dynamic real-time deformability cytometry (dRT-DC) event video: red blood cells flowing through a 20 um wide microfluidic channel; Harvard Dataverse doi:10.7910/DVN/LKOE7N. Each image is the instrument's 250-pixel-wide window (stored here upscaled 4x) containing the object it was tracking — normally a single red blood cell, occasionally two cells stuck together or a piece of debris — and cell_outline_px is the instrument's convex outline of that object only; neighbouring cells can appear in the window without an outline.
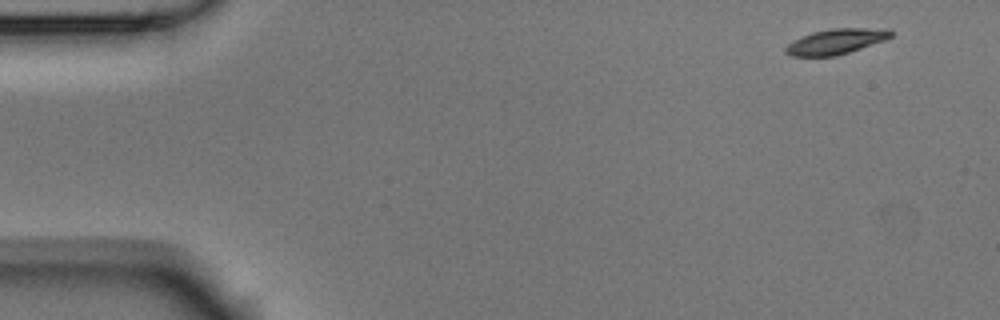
{"species": "Egyptian fruit bat (a non-hibernating species)", "species_latin": "Rousettus aegyptiacus", "temperature_condition": "room temperature", "stored_images_in_passage": 4, "camera_frame_rate_fps": 3000, "um_per_image_px": 0.085, "animal": {"sex": "male"}, "frame": {"image": 1, "passage_image": 1, "time_ms": 0.0, "image_size_px": [1000, 320], "cell_outline_px": [[892, 36], [884, 40], [836, 56], [792, 56], [784, 52], [784, 48], [788, 44], [812, 32], [832, 28], [888, 28], [892, 32]], "centroid_in_image_um": [71.06, 3.52], "position_along_channel_um": 13.9, "area_um2": 15.32}}
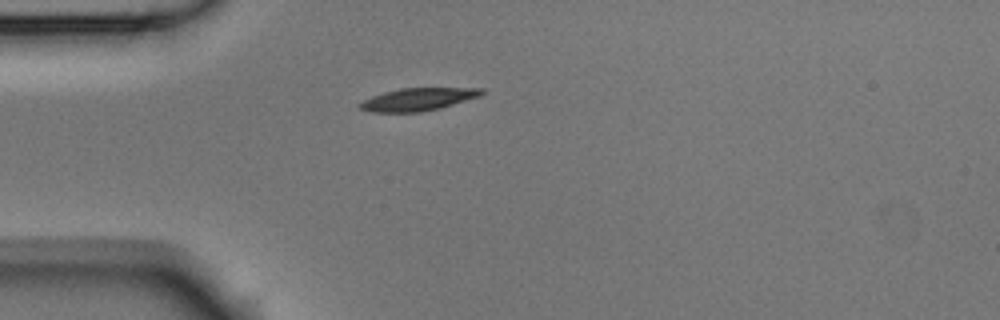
{"frame": {"image": 2, "passage_image": 4, "time_ms": 1.0, "image_size_px": [1000, 320], "cell_outline_px": [[484, 92], [480, 96], [440, 108], [420, 112], [372, 112], [360, 108], [356, 104], [372, 96], [384, 92], [400, 88], [484, 88]], "centroid_in_image_um": [35.52, 8.44], "position_along_channel_um": 49.5, "area_um2": 16.01}}